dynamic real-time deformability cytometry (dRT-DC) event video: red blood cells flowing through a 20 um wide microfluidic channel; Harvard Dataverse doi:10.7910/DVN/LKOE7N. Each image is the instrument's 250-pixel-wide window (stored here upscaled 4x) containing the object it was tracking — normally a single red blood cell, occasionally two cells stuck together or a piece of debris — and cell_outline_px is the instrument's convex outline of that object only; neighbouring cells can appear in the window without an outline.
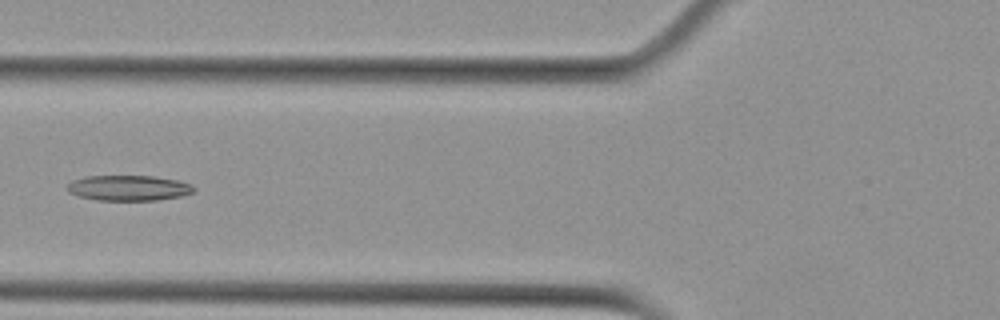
{"species": "Egyptian fruit bat (a non-hibernating species)", "species_latin": "Rousettus aegyptiacus", "temperature_condition": "cold", "stored_images_in_passage": 2, "camera_frame_rate_fps": 3000, "um_per_image_px": 0.085, "animal": {"sex": "female"}, "frame": {"image": 1, "passage_image": 2, "time_ms": 1.0, "image_size_px": [1000, 320], "cell_outline_px": [[196, 188], [192, 192], [180, 196], [156, 200], [96, 200], [80, 196], [68, 192], [68, 184], [72, 180], [88, 176], [152, 176], [176, 180], [192, 184]], "centroid_in_image_um": [10.93, 15.97], "position_along_channel_um": 114.9, "area_um2": 18.55}}